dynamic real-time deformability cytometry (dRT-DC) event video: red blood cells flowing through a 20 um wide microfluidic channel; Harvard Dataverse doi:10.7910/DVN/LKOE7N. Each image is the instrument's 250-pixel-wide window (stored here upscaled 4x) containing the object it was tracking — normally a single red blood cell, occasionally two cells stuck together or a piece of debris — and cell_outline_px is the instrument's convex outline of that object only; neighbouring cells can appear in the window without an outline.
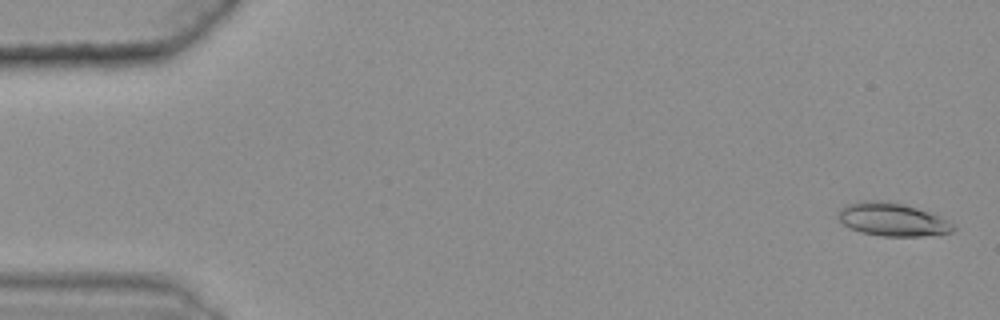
{"species": "common noctule bat (a hibernating species)", "species_latin": "Nyctalus noctula", "temperature_condition": "warm", "stored_images_in_passage": 48, "camera_frame_rate_fps": 3000, "um_per_image_px": 0.085, "animal": {"sex": "female", "body_mass_g": 25.1}, "frame": {"image": 1, "passage_image": 2, "time_ms": 0.333, "image_size_px": [1000, 320], "cell_outline_px": [[956, 228], [952, 232], [924, 236], [880, 236], [860, 232], [844, 224], [840, 220], [840, 208], [848, 204], [860, 200], [880, 200], [904, 204], [940, 216], [952, 224]], "centroid_in_image_um": [75.86, 18.65], "position_along_channel_um": 9.1, "area_um2": 22.02}}
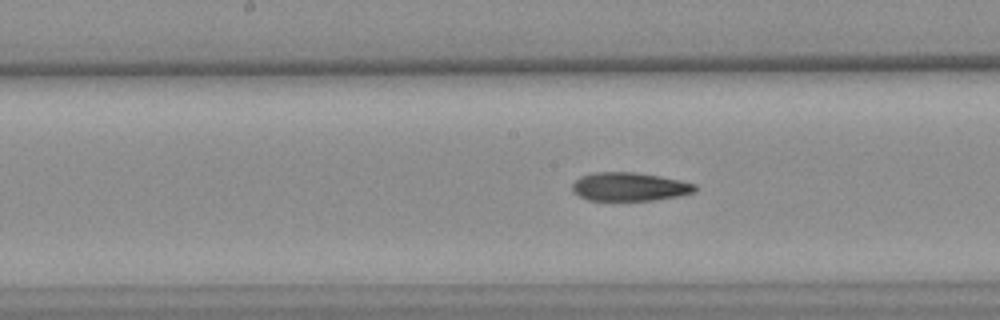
{"frame": {"image": 2, "passage_image": 29, "time_ms": 9.333, "image_size_px": [1000, 320], "cell_outline_px": [[696, 192], [680, 196], [652, 200], [588, 200], [580, 196], [572, 188], [572, 184], [580, 176], [592, 172], [636, 172], [660, 176], [680, 180], [696, 184]], "centroid_in_image_um": [53.53, 15.86], "position_along_channel_um": 194.7, "area_um2": 20.4}}
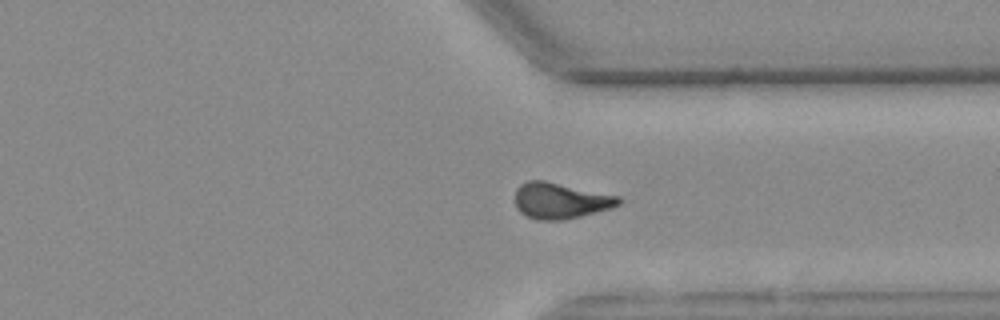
{"frame": {"image": 3, "passage_image": 43, "time_ms": 14.0, "image_size_px": [1000, 320], "cell_outline_px": [[620, 204], [608, 208], [580, 216], [564, 220], [536, 220], [520, 212], [516, 208], [516, 188], [520, 184], [528, 180], [544, 180], [620, 196]], "centroid_in_image_um": [47.6, 17.05], "position_along_channel_um": 363.8, "area_um2": 21.56}, "authors_computed_cell_mechanics": {"area_um2": 21.0681, "velocity_mm_per_s": 3.6214, "shape_relaxation_time_tau1_ms": null, "shape_relaxation_time_tau2_ms": 3.6737, "deformation_change_tau1": null, "deformation_change_tau2": 0.1177}}